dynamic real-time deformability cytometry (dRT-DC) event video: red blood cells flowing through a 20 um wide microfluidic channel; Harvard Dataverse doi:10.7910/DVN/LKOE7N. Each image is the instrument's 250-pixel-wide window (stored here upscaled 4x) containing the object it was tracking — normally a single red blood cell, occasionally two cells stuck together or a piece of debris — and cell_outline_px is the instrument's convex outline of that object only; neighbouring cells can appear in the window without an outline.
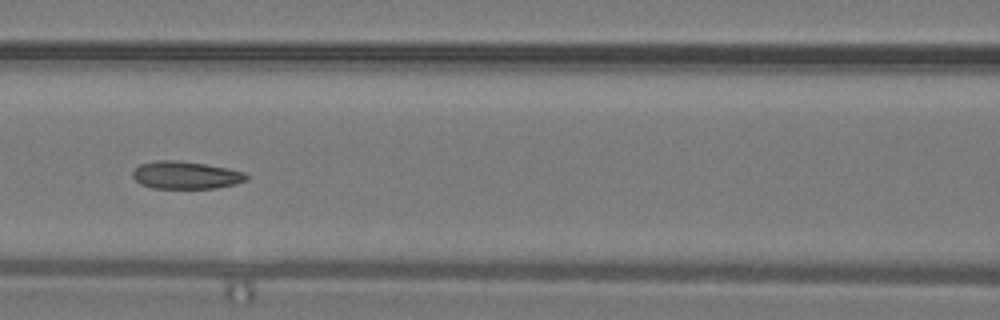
{"species": "common noctule bat (a hibernating species)", "species_latin": "Nyctalus noctula", "temperature_condition": "warm", "stored_images_in_passage": 49, "camera_frame_rate_fps": 3000, "um_per_image_px": 0.085, "animal": {"sex": "male", "body_mass_g": 19.2, "forearm_length_mm": 51.8}, "frame": {"image": 1, "passage_image": 22, "time_ms": 7.0, "image_size_px": [1000, 320], "cell_outline_px": [[248, 180], [236, 184], [216, 188], [152, 188], [140, 184], [132, 176], [132, 172], [140, 164], [156, 160], [172, 160], [204, 164], [228, 168], [244, 172], [248, 176]], "centroid_in_image_um": [15.79, 14.89], "position_along_channel_um": 150.8, "area_um2": 18.26}}
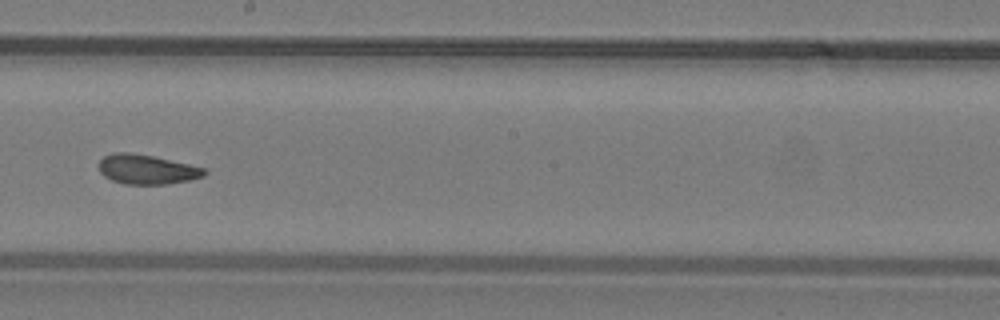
{"frame": {"image": 2, "passage_image": 28, "time_ms": 9.0, "image_size_px": [1000, 320], "cell_outline_px": [[208, 172], [204, 176], [188, 180], [168, 184], [124, 184], [112, 180], [104, 176], [100, 172], [100, 160], [104, 156], [112, 152], [128, 152], [152, 156], [208, 168]], "centroid_in_image_um": [12.51, 14.39], "position_along_channel_um": 235.7, "area_um2": 18.21}}
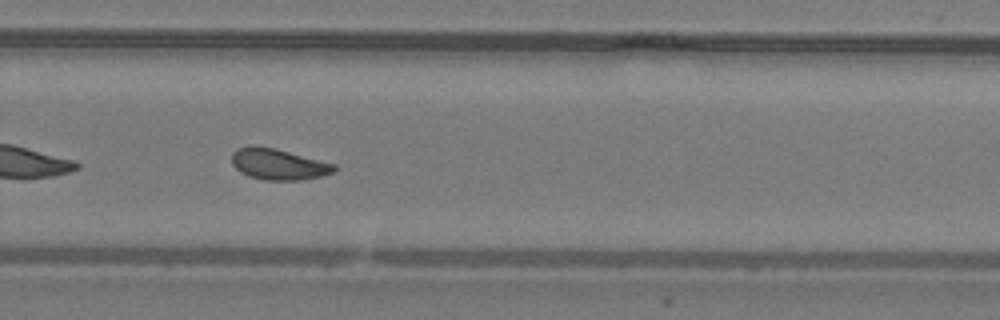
{"frame": {"image": 3, "passage_image": 33, "time_ms": 10.667, "image_size_px": [1000, 320], "cell_outline_px": [[336, 168], [332, 172], [320, 176], [300, 180], [264, 180], [248, 176], [240, 172], [232, 164], [232, 152], [236, 148], [276, 148], [336, 164]], "centroid_in_image_um": [23.68, 13.98], "position_along_channel_um": 306.1, "area_um2": 18.15}, "authors_computed_cell_mechanics": {"area_um2": 18.8428, "velocity_mm_per_s": 4.2746, "shape_relaxation_time_tau1_ms": 10.4359, "shape_relaxation_time_tau2_ms": 1.9081, "deformation_change_tau1": 0.2195, "deformation_change_tau2": 0.0846}}